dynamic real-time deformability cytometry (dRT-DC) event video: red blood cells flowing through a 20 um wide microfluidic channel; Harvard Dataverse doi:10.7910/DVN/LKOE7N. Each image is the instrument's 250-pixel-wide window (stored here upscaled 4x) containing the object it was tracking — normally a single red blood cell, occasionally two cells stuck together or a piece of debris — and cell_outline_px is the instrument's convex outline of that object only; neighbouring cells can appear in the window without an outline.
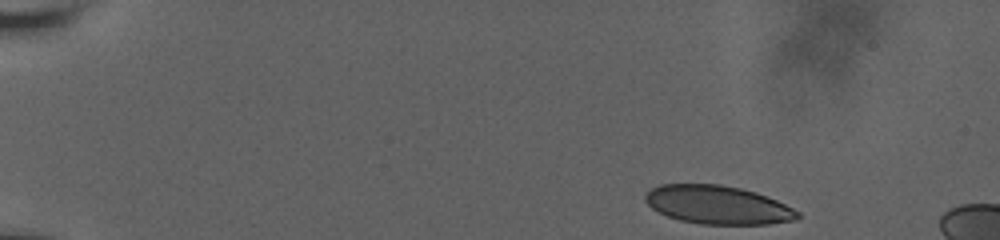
{"species": "human", "species_latin": "Homo sapiens", "temperature_condition": "room temperature", "stored_images_in_passage": 10, "camera_frame_rate_fps": 3000, "um_per_image_px": 0.085, "donor": {"sex": "male"}, "frame": {"image": 1, "passage_image": 1, "time_ms": 0.0, "image_size_px": [1000, 240], "cell_outline_px": [[800, 216], [796, 220], [768, 224], [700, 224], [680, 220], [668, 216], [652, 208], [644, 200], [644, 196], [652, 188], [660, 184], [720, 184], [740, 188], [756, 192], [768, 196], [800, 212]], "centroid_in_image_um": [61.02, 17.41], "position_along_channel_um": 24.0, "area_um2": 34.1}}
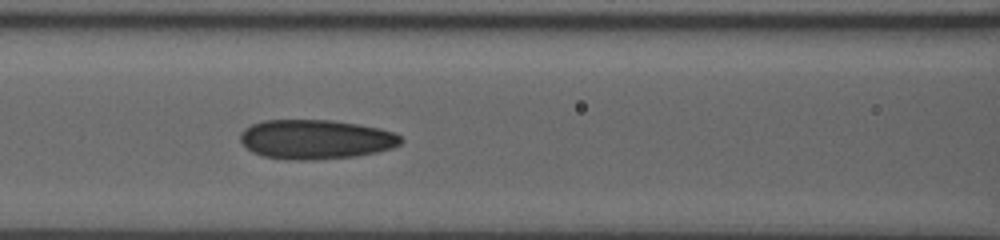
{"frame": {"image": 2, "passage_image": 9, "time_ms": 6.333, "image_size_px": [1000, 240], "cell_outline_px": [[404, 140], [400, 144], [392, 148], [376, 152], [356, 156], [312, 160], [288, 160], [264, 156], [252, 152], [240, 140], [240, 136], [244, 128], [252, 124], [264, 120], [332, 120], [380, 128], [392, 132], [400, 136]], "centroid_in_image_um": [26.84, 11.85], "position_along_channel_um": 139.8, "area_um2": 36.88}}
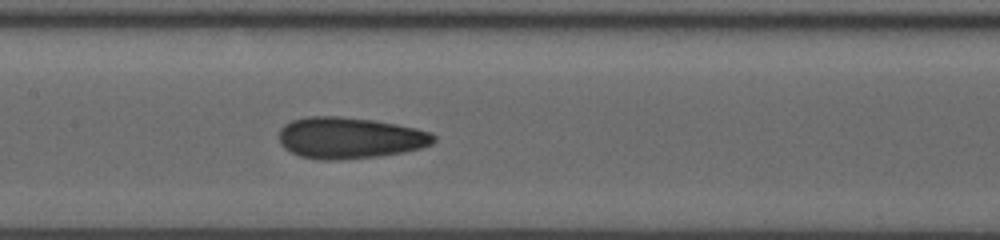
{"frame": {"image": 3, "passage_image": 10, "time_ms": 7.333, "image_size_px": [1000, 240], "cell_outline_px": [[436, 140], [432, 144], [420, 148], [404, 152], [380, 156], [340, 160], [320, 160], [300, 156], [284, 148], [280, 144], [280, 128], [284, 124], [292, 120], [308, 116], [340, 116], [372, 120], [396, 124], [416, 128], [428, 132], [436, 136]], "centroid_in_image_um": [29.72, 11.72], "position_along_channel_um": 177.7, "area_um2": 37.4}}